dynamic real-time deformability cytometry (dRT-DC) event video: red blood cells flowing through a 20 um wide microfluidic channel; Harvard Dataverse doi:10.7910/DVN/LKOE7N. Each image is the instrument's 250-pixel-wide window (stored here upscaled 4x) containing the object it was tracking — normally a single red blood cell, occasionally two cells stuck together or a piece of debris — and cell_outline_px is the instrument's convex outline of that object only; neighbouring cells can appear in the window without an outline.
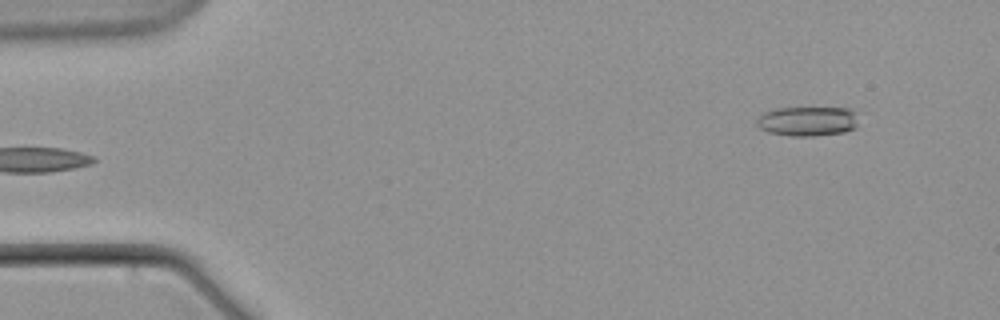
{"species": "common noctule bat (a hibernating species)", "species_latin": "Nyctalus noctula", "temperature_condition": "warm", "stored_images_in_passage": 6, "camera_frame_rate_fps": 3000, "um_per_image_px": 0.085, "animal": {"sex": "male", "body_mass_g": 21.5, "forearm_length_mm": 52.0}, "frame": {"image": 1, "passage_image": 6, "time_ms": 7.667, "image_size_px": [1000, 320], "cell_outline_px": [[856, 128], [844, 132], [816, 136], [792, 136], [768, 132], [760, 128], [756, 124], [756, 120], [764, 112], [776, 108], [852, 108], [856, 124]], "centroid_in_image_um": [68.61, 10.31], "position_along_channel_um": 16.4, "area_um2": 17.46}}